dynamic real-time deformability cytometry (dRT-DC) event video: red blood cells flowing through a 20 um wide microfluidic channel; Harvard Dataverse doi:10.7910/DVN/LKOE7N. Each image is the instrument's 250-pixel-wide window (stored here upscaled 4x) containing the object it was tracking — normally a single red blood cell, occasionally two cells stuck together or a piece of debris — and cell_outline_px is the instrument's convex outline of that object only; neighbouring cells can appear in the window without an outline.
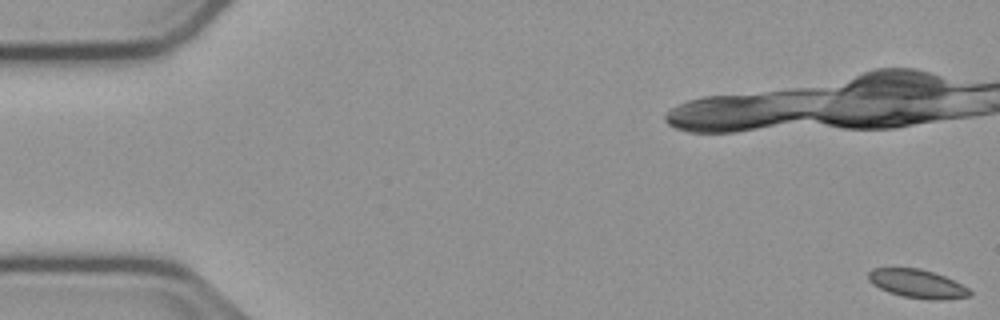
{"species": "common noctule bat (a hibernating species)", "species_latin": "Nyctalus noctula", "temperature_condition": "cold", "stored_images_in_passage": 56, "camera_frame_rate_fps": 3000, "um_per_image_px": 0.085, "animal": {"sex": "male", "body_mass_g": 23.1, "forearm_length_mm": 52.7}, "frame": {"image": 1, "passage_image": 1, "time_ms": 0.0, "image_size_px": [1000, 320], "cell_outline_px": [[972, 296], [944, 300], [928, 300], [904, 296], [888, 292], [872, 284], [868, 280], [868, 272], [872, 268], [920, 268], [944, 276], [968, 288], [972, 292]], "centroid_in_image_um": [77.97, 24.12], "position_along_channel_um": 7.0, "area_um2": 16.88}, "authors_computed_cell_mechanics": {"area_um2": 17.1088, "velocity_mm_per_s": 3.7365, "shape_relaxation_time_tau1_ms": null, "shape_relaxation_time_tau2_ms": 6.705, "deformation_change_tau1": null, "deformation_change_tau2": 0.0911}}